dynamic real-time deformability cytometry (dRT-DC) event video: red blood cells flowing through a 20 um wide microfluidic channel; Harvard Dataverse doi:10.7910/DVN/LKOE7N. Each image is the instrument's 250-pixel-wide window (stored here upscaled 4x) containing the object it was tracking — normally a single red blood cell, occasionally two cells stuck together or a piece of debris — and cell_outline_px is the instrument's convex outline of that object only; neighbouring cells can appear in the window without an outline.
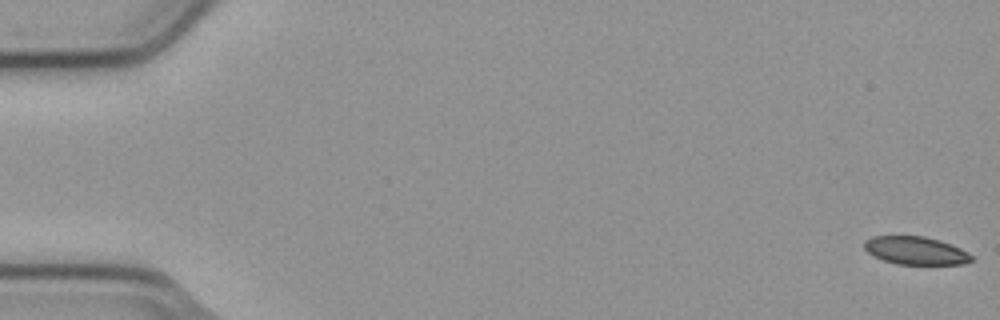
{"species": "common noctule bat (a hibernating species)", "species_latin": "Nyctalus noctula", "temperature_condition": "cold", "stored_images_in_passage": 9, "camera_frame_rate_fps": 3000, "um_per_image_px": 0.085, "animal": {"sex": "male", "body_mass_g": 23.1, "forearm_length_mm": 52.7}, "frame": {"image": 1, "passage_image": 1, "time_ms": 0.0, "image_size_px": [1000, 320], "cell_outline_px": [[972, 260], [964, 264], [896, 264], [872, 256], [864, 248], [864, 240], [872, 236], [924, 236], [940, 240], [960, 248], [968, 252], [972, 256]], "centroid_in_image_um": [77.81, 21.29], "position_along_channel_um": 7.2, "area_um2": 17.51}}
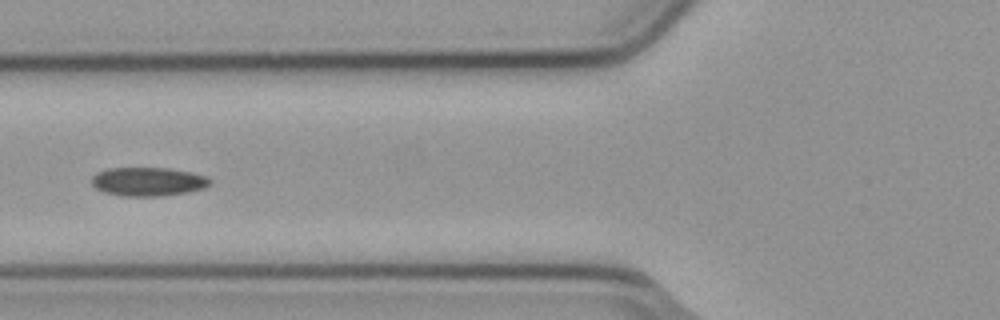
{"frame": {"image": 2, "passage_image": 6, "time_ms": 1.667, "image_size_px": [1000, 320], "cell_outline_px": [[212, 184], [204, 188], [188, 192], [160, 196], [124, 196], [104, 192], [96, 188], [92, 184], [92, 176], [96, 172], [108, 168], [168, 168], [192, 172], [208, 176], [212, 180]], "centroid_in_image_um": [12.62, 15.43], "position_along_channel_um": 113.2, "area_um2": 20.0}}
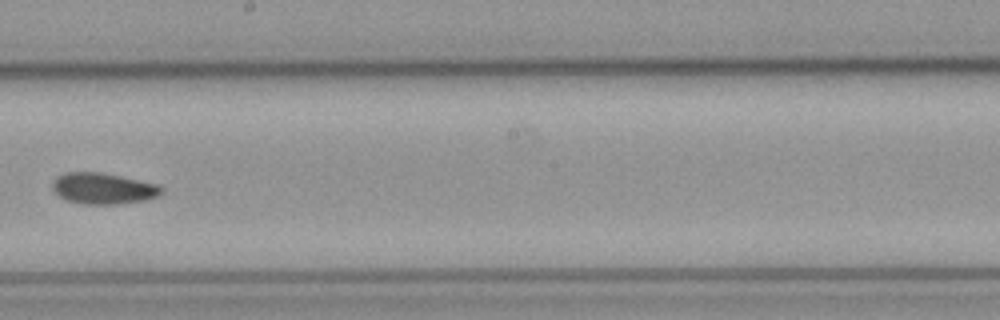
{"frame": {"image": 3, "passage_image": 9, "time_ms": 2.667, "image_size_px": [1000, 320], "cell_outline_px": [[164, 192], [160, 196], [144, 200], [120, 204], [84, 204], [64, 200], [52, 188], [52, 184], [56, 176], [64, 172], [104, 172], [156, 184], [164, 188]], "centroid_in_image_um": [8.78, 16.02], "position_along_channel_um": 239.4, "area_um2": 20.0}}